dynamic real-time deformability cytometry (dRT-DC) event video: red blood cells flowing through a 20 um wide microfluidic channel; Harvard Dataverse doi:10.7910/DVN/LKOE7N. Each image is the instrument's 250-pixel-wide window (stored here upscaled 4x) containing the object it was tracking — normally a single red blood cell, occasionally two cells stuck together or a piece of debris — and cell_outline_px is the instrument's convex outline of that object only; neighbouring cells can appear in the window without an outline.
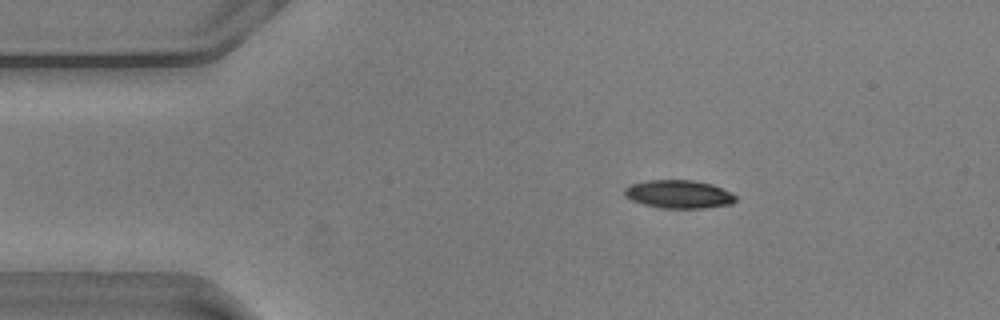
{"species": "common noctule bat (a hibernating species)", "species_latin": "Nyctalus noctula", "temperature_condition": "warm", "stored_images_in_passage": 15, "camera_frame_rate_fps": 3000, "um_per_image_px": 0.085, "animal": {"sex": "male", "body_mass_g": 20.5, "forearm_length_mm": 52.5}, "frame": {"image": 1, "passage_image": 3, "time_ms": 0.667, "image_size_px": [1000, 320], "cell_outline_px": [[736, 200], [732, 204], [704, 208], [660, 208], [644, 204], [632, 200], [624, 196], [624, 188], [632, 184], [644, 180], [692, 180], [712, 184], [732, 192], [736, 196]], "centroid_in_image_um": [57.7, 16.5], "position_along_channel_um": 27.3, "area_um2": 18.38}}